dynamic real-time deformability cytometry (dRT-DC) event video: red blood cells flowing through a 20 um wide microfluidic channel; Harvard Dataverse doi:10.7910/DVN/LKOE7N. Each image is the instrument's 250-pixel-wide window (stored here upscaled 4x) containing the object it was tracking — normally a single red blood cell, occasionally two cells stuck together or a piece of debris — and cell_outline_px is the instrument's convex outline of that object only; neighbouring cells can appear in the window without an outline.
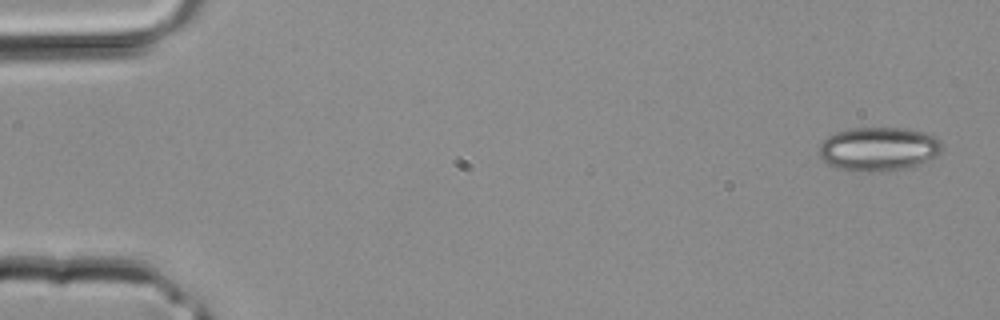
{"species": "common noctule bat (a hibernating species)", "species_latin": "Nyctalus noctula", "temperature_condition": "room temperature", "stored_images_in_passage": 4, "segment_of_instrument_passage": [1, 2], "camera_frame_rate_fps": 3000, "um_per_image_px": 0.085, "animal": {"sex": "male", "body_mass_g": 20.4}, "frame": {"image": 1, "passage_image": 1, "time_ms": 0.0, "image_size_px": [1000, 320], "cell_outline_px": [[940, 152], [936, 156], [912, 168], [888, 172], [868, 172], [840, 168], [828, 164], [816, 152], [820, 144], [828, 136], [836, 132], [848, 128], [904, 128], [924, 132], [936, 136], [940, 140]], "centroid_in_image_um": [74.68, 12.67], "position_along_channel_um": 10.3, "area_um2": 31.79}}